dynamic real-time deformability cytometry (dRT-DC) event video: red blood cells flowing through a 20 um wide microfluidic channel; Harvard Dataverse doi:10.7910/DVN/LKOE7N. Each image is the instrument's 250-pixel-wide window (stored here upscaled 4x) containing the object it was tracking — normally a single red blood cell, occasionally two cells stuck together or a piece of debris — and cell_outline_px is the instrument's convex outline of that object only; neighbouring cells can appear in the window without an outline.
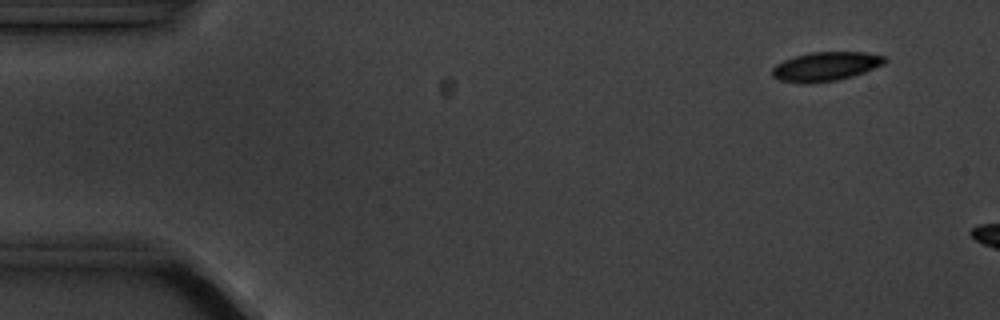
{"species": "common noctule bat (a hibernating species)", "species_latin": "Nyctalus noctula", "temperature_condition": "cold", "stored_images_in_passage": 3, "camera_frame_rate_fps": 3000, "um_per_image_px": 0.085, "animal": {"sex": "male", "body_mass_g": 20.1, "forearm_length_mm": 53.5}, "frame": {"image": 1, "passage_image": 2, "time_ms": 1.0, "image_size_px": [1000, 320], "cell_outline_px": [[888, 60], [884, 64], [864, 72], [852, 76], [836, 80], [780, 80], [772, 76], [772, 68], [776, 64], [784, 60], [796, 56], [812, 52], [864, 52], [884, 56]], "centroid_in_image_um": [70.25, 5.59], "position_along_channel_um": 14.7, "area_um2": 18.15}}